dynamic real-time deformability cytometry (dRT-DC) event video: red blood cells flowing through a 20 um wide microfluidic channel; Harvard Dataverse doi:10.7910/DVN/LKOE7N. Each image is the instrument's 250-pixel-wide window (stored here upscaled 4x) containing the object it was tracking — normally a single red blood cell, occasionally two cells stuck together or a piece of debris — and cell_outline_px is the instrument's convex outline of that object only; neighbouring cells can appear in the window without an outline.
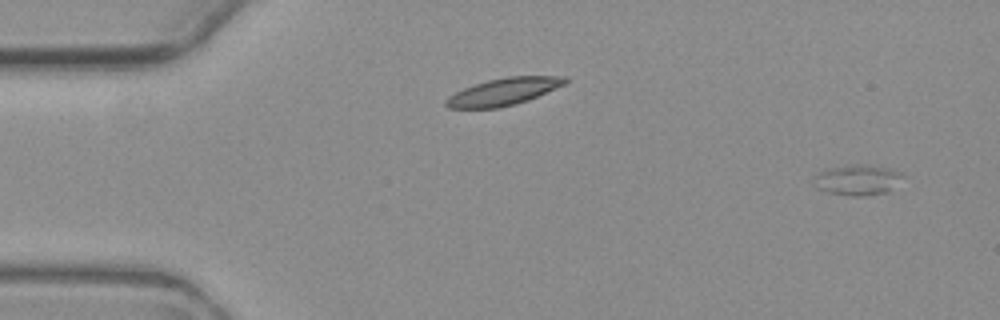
{"species": "common noctule bat (a hibernating species)", "species_latin": "Nyctalus noctula", "temperature_condition": "warm", "stored_images_in_passage": 7, "camera_frame_rate_fps": 3000, "um_per_image_px": 0.085, "animal": {"sex": "female", "body_mass_g": 19.3, "forearm_length_mm": 54.1}, "frame": {"image": 1, "passage_image": 1, "time_ms": 0.0, "image_size_px": [1000, 320], "cell_outline_px": [[904, 176], [888, 192], [864, 196], [852, 196], [828, 192], [820, 188], [816, 176], [820, 172], [828, 168], [848, 164], [868, 164], [888, 168], [904, 172]], "centroid_in_image_um": [72.99, 15.27], "position_along_channel_um": 12.0, "area_um2": 15.61}}
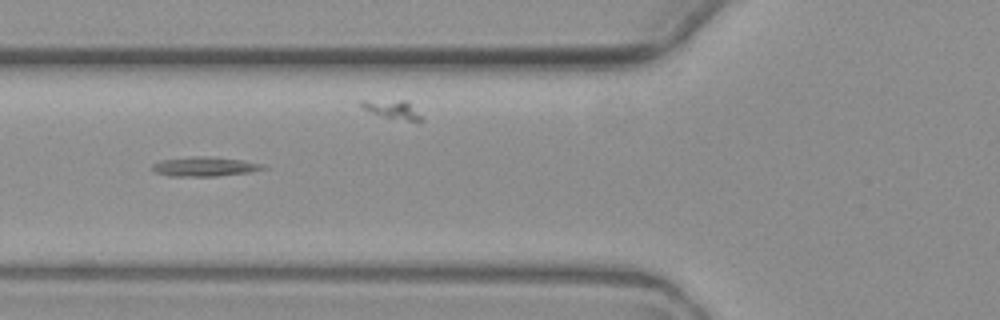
{"frame": {"image": 2, "passage_image": 6, "time_ms": 6.0, "image_size_px": [1000, 320], "cell_outline_px": [[268, 168], [248, 172], [216, 176], [168, 176], [156, 172], [152, 168], [152, 164], [160, 160], [192, 156], [208, 156], [244, 160], [264, 164]], "centroid_in_image_um": [17.4, 14.15], "position_along_channel_um": 108.4, "area_um2": 12.6}}
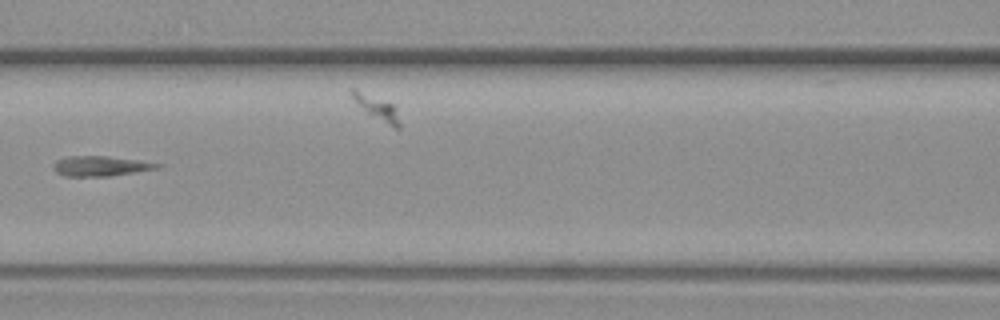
{"frame": {"image": 3, "passage_image": 7, "time_ms": 7.333, "image_size_px": [1000, 320], "cell_outline_px": [[164, 164], [160, 168], [112, 176], [64, 176], [56, 172], [52, 168], [52, 164], [56, 160], [68, 156], [104, 156], [136, 160]], "centroid_in_image_um": [8.53, 14.12], "position_along_channel_um": 158.1, "area_um2": 12.2}}